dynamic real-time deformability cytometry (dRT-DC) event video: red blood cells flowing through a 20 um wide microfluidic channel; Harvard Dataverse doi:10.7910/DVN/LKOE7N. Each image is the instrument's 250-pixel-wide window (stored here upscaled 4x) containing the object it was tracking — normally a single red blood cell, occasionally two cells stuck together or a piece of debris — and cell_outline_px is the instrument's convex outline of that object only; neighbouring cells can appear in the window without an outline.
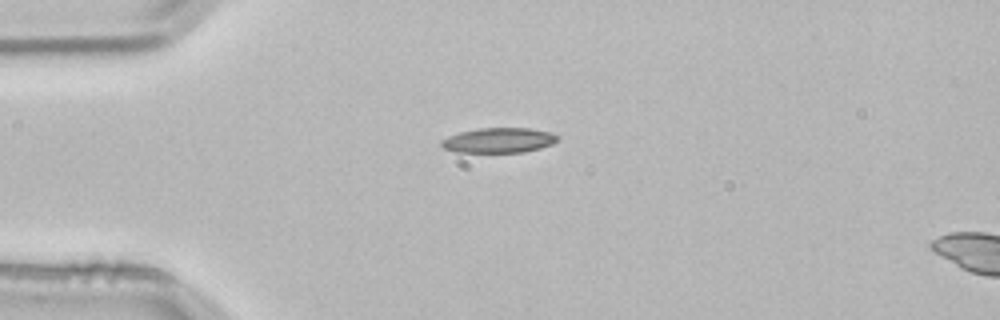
{"species": "common noctule bat (a hibernating species)", "species_latin": "Nyctalus noctula", "temperature_condition": "room temperature", "stored_images_in_passage": 2, "camera_frame_rate_fps": 3000, "um_per_image_px": 0.085, "animal": {"sex": "male", "body_mass_g": 21.5, "forearm_length_mm": 52.0}, "frame": {"image": 1, "passage_image": 1, "time_ms": 0.0, "image_size_px": [1000, 320], "cell_outline_px": [[560, 140], [552, 144], [540, 148], [524, 152], [456, 152], [444, 148], [440, 144], [440, 140], [448, 136], [460, 132], [480, 128], [528, 128], [552, 132], [560, 136]], "centroid_in_image_um": [42.43, 11.92], "position_along_channel_um": 42.6, "area_um2": 17.05}}